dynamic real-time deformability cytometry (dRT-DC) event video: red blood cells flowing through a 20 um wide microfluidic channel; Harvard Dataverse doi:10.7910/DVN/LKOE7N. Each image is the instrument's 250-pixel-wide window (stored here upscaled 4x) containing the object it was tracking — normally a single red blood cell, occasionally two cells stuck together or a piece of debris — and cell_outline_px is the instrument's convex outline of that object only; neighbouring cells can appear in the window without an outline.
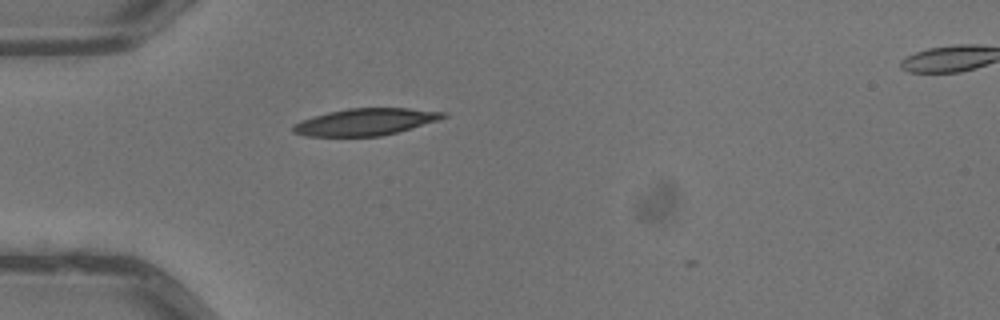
{"species": "common noctule bat (a hibernating species)", "species_latin": "Nyctalus noctula", "temperature_condition": "warm", "stored_images_in_passage": 1, "camera_frame_rate_fps": 3000, "um_per_image_px": 0.085, "animal": {"sex": "male", "body_mass_g": 13.3}, "frame": {"image": 1, "passage_image": 1, "time_ms": 0.0, "image_size_px": [1000, 320], "cell_outline_px": [[448, 116], [412, 128], [380, 136], [308, 136], [292, 132], [292, 124], [300, 120], [328, 112], [348, 108], [408, 108], [448, 112]], "centroid_in_image_um": [31.04, 10.35], "position_along_channel_um": 54.0, "area_um2": 23.47}}